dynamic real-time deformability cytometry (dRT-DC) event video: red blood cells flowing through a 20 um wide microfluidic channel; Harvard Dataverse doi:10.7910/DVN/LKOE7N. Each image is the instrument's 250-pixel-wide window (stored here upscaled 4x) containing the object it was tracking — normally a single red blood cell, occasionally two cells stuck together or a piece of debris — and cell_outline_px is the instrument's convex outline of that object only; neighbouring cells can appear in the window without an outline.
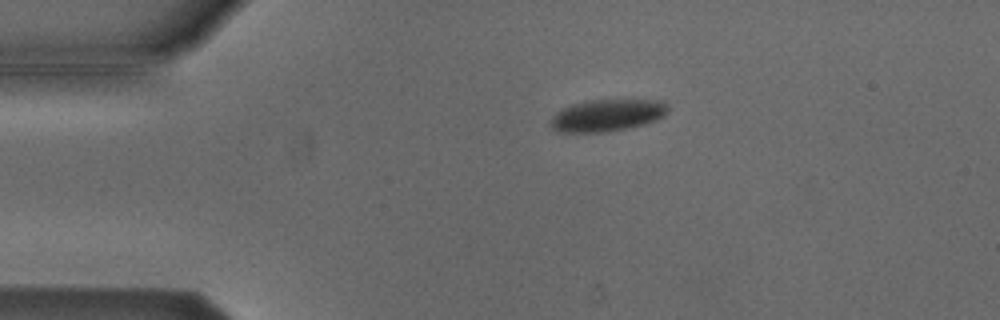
{"species": "Egyptian fruit bat (a non-hibernating species)", "species_latin": "Rousettus aegyptiacus", "temperature_condition": "cold", "stored_images_in_passage": 5, "camera_frame_rate_fps": 3000, "um_per_image_px": 0.085, "animal": {"sex": "male"}, "frame": {"image": 1, "passage_image": 3, "time_ms": 0.667, "image_size_px": [1000, 320], "cell_outline_px": [[668, 112], [664, 116], [656, 120], [644, 124], [604, 132], [560, 132], [552, 128], [552, 116], [556, 112], [572, 104], [584, 100], [628, 96], [664, 100], [668, 104]], "centroid_in_image_um": [51.72, 9.71], "position_along_channel_um": 33.3, "area_um2": 22.95}}